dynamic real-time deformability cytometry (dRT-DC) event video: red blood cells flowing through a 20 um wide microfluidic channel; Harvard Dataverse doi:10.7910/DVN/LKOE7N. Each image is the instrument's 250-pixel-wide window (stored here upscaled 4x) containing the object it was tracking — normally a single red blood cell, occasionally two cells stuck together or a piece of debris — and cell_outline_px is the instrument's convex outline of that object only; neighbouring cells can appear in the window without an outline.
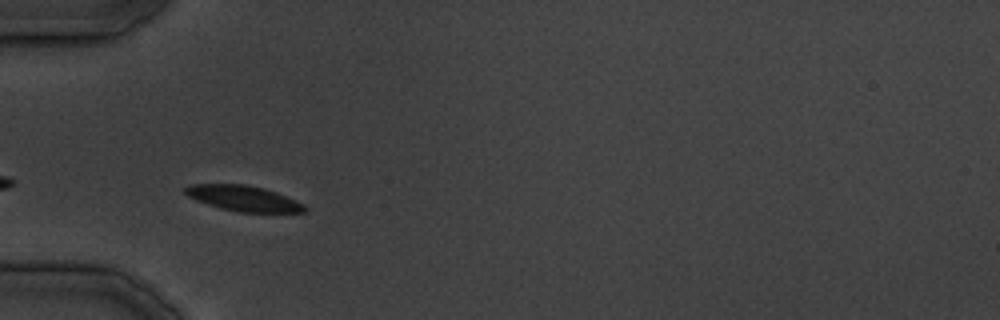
{"species": "common noctule bat (a hibernating species)", "species_latin": "Nyctalus noctula", "temperature_condition": "cold", "stored_images_in_passage": 4, "camera_frame_rate_fps": 3000, "um_per_image_px": 0.085, "animal": {"sex": "male", "body_mass_g": 19.5, "forearm_length_mm": 54.6}, "frame": {"image": 1, "passage_image": 2, "time_ms": 1.333, "image_size_px": [1000, 320], "cell_outline_px": [[308, 208], [304, 212], [240, 212], [220, 208], [196, 200], [188, 196], [184, 192], [184, 188], [188, 184], [244, 184], [264, 188], [276, 192], [296, 200], [304, 204]], "centroid_in_image_um": [20.69, 16.85], "position_along_channel_um": 64.3, "area_um2": 17.74}}